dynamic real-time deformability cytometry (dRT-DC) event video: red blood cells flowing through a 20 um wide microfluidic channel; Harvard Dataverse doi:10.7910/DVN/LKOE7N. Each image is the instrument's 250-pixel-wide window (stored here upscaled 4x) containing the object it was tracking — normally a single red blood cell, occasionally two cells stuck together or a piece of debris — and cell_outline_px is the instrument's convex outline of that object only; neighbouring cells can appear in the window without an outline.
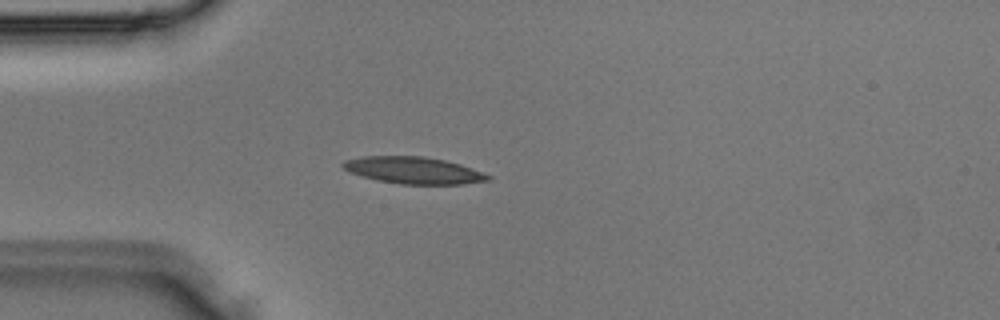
{"species": "Egyptian fruit bat (a non-hibernating species)", "species_latin": "Rousettus aegyptiacus", "temperature_condition": "room temperature", "stored_images_in_passage": 1, "camera_frame_rate_fps": 3000, "um_per_image_px": 0.085, "animal": {"sex": "male"}, "frame": {"image": 1, "passage_image": 1, "time_ms": 0.0, "image_size_px": [1000, 320], "cell_outline_px": [[492, 180], [464, 184], [400, 184], [380, 180], [348, 172], [340, 164], [344, 160], [364, 156], [424, 156], [444, 160], [460, 164], [492, 176]], "centroid_in_image_um": [35.16, 14.47], "position_along_channel_um": 49.8, "area_um2": 22.6}}